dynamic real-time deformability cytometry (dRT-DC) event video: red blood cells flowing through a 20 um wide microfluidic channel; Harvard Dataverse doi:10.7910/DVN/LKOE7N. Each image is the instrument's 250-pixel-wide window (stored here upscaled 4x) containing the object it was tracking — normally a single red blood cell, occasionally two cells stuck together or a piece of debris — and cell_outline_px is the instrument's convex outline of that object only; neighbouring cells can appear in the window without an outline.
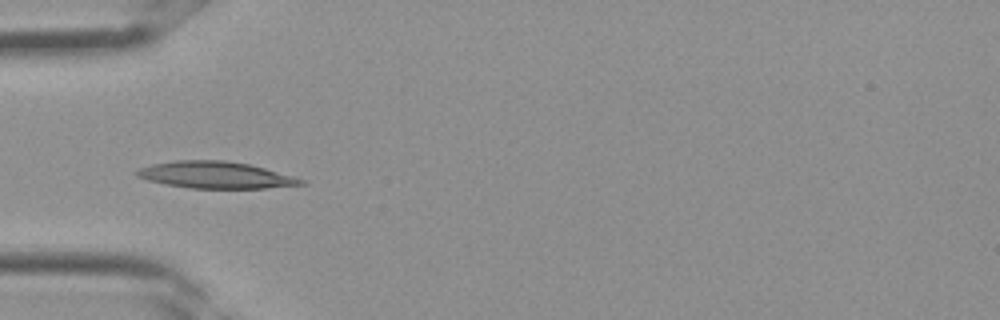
{"species": "Egyptian fruit bat (a non-hibernating species)", "species_latin": "Rousettus aegyptiacus", "temperature_condition": "room temperature", "stored_images_in_passage": 3, "camera_frame_rate_fps": 3000, "um_per_image_px": 0.085, "frame": {"image": 1, "passage_image": 3, "time_ms": 0.667, "image_size_px": [1000, 320], "cell_outline_px": [[308, 184], [264, 188], [192, 188], [168, 184], [148, 180], [136, 176], [136, 172], [140, 168], [152, 164], [176, 160], [224, 160], [248, 164], [264, 168], [292, 176], [304, 180]], "centroid_in_image_um": [18.33, 14.87], "position_along_channel_um": 66.7, "area_um2": 25.26}}